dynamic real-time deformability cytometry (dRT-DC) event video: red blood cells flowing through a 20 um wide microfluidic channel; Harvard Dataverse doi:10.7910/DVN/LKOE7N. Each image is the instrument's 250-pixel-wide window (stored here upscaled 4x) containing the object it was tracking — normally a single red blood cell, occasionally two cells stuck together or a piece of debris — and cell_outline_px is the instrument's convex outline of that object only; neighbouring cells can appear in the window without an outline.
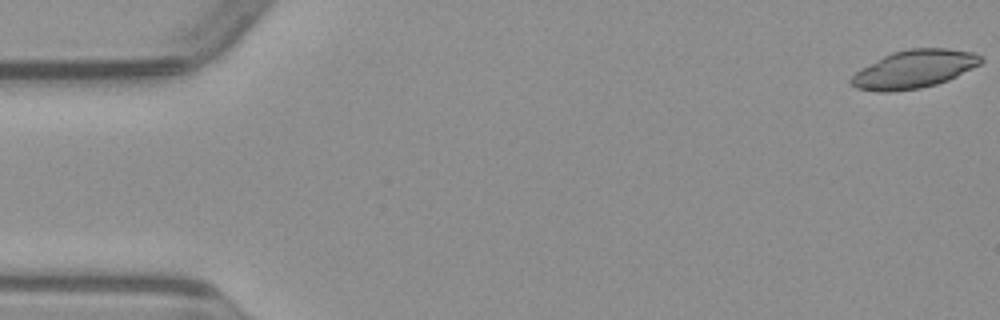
{"species": "common noctule bat (a hibernating species)", "species_latin": "Nyctalus noctula", "temperature_condition": "warm", "stored_images_in_passage": 51, "camera_frame_rate_fps": 3000, "um_per_image_px": 0.085, "animal": {"sex": "male", "body_mass_g": 23.1, "forearm_length_mm": 52.7}, "frame": {"image": 1, "passage_image": 1, "time_ms": 0.0, "image_size_px": [1000, 320], "cell_outline_px": [[984, 60], [980, 64], [948, 80], [936, 84], [920, 88], [892, 92], [876, 92], [856, 88], [848, 80], [860, 68], [892, 52], [908, 48], [948, 48], [972, 52], [980, 56]], "centroid_in_image_um": [77.67, 5.88], "position_along_channel_um": 7.3, "area_um2": 28.78}}